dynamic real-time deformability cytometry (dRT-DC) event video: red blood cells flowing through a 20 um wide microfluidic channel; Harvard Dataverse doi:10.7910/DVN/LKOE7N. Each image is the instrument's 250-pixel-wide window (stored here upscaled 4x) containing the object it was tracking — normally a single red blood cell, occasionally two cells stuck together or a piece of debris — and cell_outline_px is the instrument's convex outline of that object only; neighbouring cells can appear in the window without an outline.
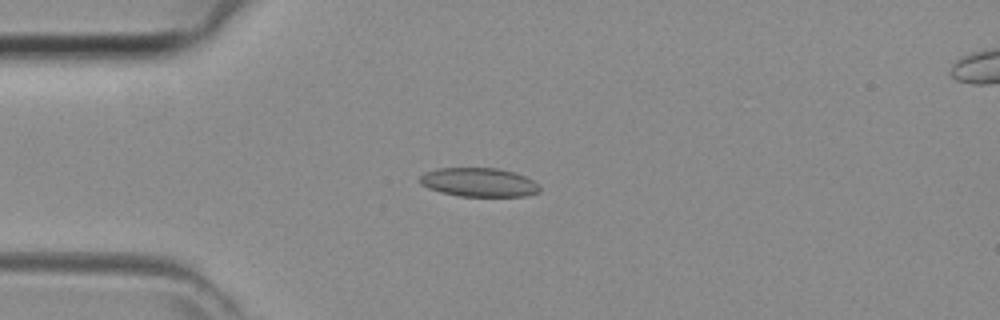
{"species": "common noctule bat (a hibernating species)", "species_latin": "Nyctalus noctula", "temperature_condition": "room temperature", "stored_images_in_passage": 36, "camera_frame_rate_fps": 3000, "um_per_image_px": 0.085, "animal": {"sex": "female", "body_mass_g": 29.2, "forearm_length_mm": 56.3}, "frame": {"image": 1, "passage_image": 3, "time_ms": 0.667, "image_size_px": [1000, 320], "cell_outline_px": [[540, 192], [528, 196], [460, 196], [440, 192], [428, 188], [420, 184], [420, 176], [424, 172], [436, 168], [496, 168], [512, 172], [524, 176], [540, 184]], "centroid_in_image_um": [40.7, 15.5], "position_along_channel_um": 44.3, "area_um2": 20.23}}
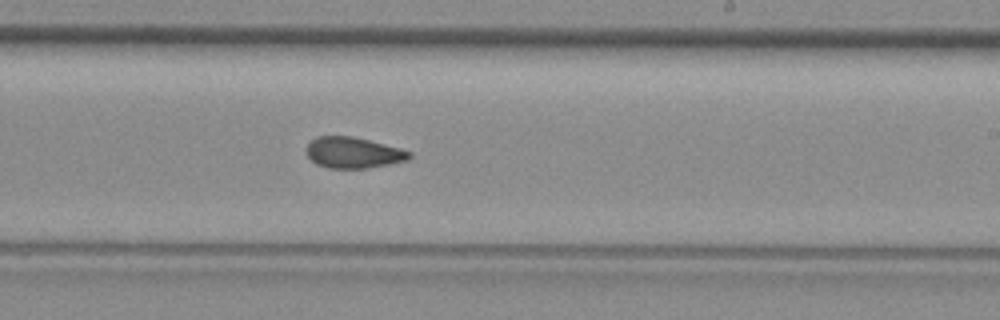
{"frame": {"image": 2, "passage_image": 18, "time_ms": 5.667, "image_size_px": [1000, 320], "cell_outline_px": [[412, 156], [408, 160], [388, 164], [364, 168], [328, 168], [316, 164], [308, 156], [308, 144], [316, 136], [352, 136], [400, 148], [412, 152]], "centroid_in_image_um": [30.04, 12.97], "position_along_channel_um": 259.0, "area_um2": 18.38}}
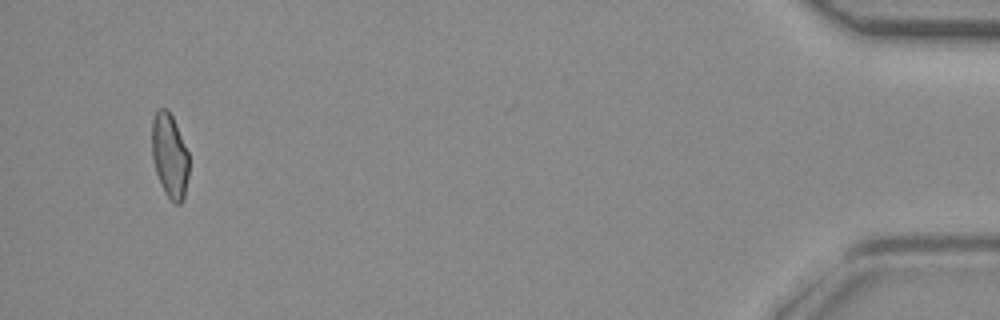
{"frame": {"image": 3, "passage_image": 34, "time_ms": 11.0, "image_size_px": [1000, 320], "cell_outline_px": [[188, 176], [184, 200], [180, 204], [176, 204], [164, 192], [156, 172], [152, 156], [152, 120], [156, 108], [168, 108], [176, 124], [188, 152]], "centroid_in_image_um": [14.42, 13.21], "position_along_channel_um": 420.8, "area_um2": 18.26}}